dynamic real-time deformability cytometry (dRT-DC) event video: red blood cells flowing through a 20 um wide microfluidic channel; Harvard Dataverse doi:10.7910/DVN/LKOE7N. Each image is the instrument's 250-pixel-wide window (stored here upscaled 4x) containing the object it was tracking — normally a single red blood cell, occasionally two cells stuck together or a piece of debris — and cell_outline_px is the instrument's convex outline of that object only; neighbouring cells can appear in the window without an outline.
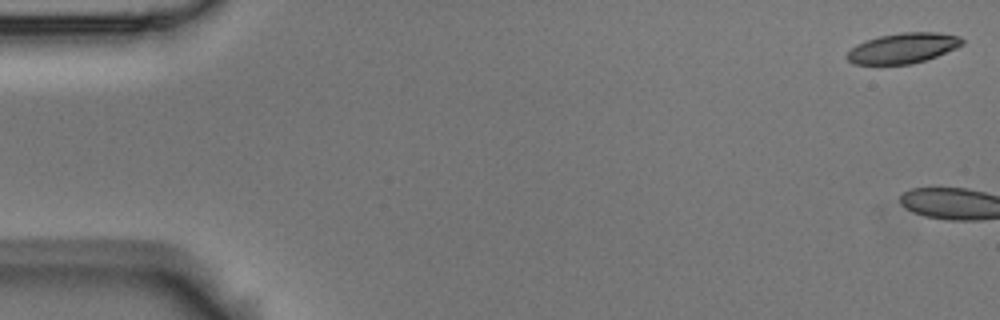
{"species": "Egyptian fruit bat (a non-hibernating species)", "species_latin": "Rousettus aegyptiacus", "temperature_condition": "room temperature", "stored_images_in_passage": 6, "camera_frame_rate_fps": 3000, "um_per_image_px": 0.085, "animal": {"sex": "male"}, "frame": {"image": 1, "passage_image": 1, "time_ms": 0.0, "image_size_px": [1000, 320], "cell_outline_px": [[964, 44], [956, 48], [936, 56], [912, 64], [856, 64], [848, 60], [848, 52], [856, 44], [864, 40], [880, 36], [900, 32], [936, 32], [960, 36], [964, 40]], "centroid_in_image_um": [76.78, 4.08], "position_along_channel_um": 8.2, "area_um2": 20.23}}
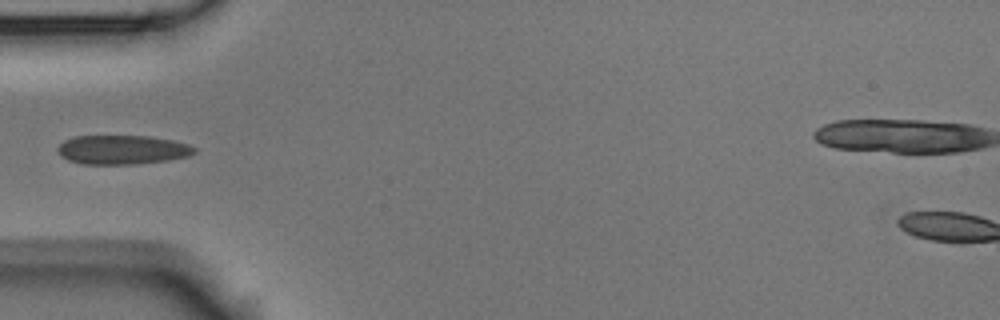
{"frame": {"image": 2, "passage_image": 6, "time_ms": 1.667, "image_size_px": [1000, 320], "cell_outline_px": [[196, 152], [188, 156], [168, 160], [132, 164], [80, 164], [68, 160], [60, 156], [56, 148], [64, 140], [76, 136], [148, 136], [172, 140], [188, 144], [196, 148]], "centroid_in_image_um": [10.37, 12.73], "position_along_channel_um": 74.6, "area_um2": 23.24}}